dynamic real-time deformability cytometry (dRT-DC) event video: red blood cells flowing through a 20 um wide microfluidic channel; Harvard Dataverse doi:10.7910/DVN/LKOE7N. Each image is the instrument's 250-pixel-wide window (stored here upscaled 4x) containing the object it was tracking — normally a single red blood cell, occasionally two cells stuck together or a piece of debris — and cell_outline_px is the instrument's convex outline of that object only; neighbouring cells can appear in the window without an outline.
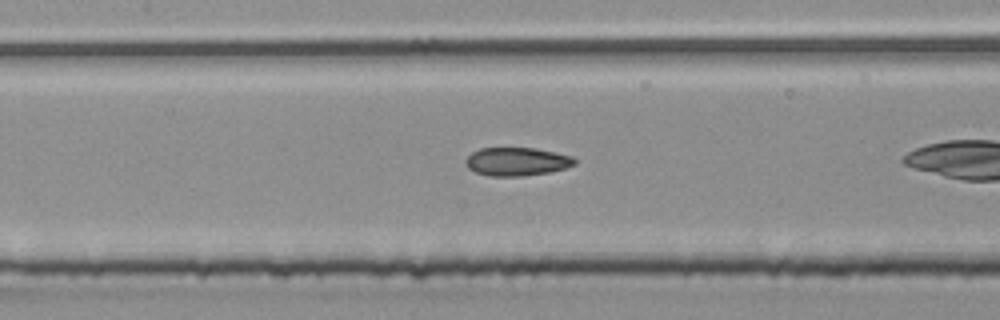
{"species": "common noctule bat (a hibernating species)", "species_latin": "Nyctalus noctula", "temperature_condition": "room temperature", "stored_images_in_passage": 39, "camera_frame_rate_fps": 3000, "um_per_image_px": 0.085, "animal": {"sex": "male", "body_mass_g": 20.4}, "frame": {"image": 1, "passage_image": 22, "time_ms": 7.0, "image_size_px": [1000, 320], "cell_outline_px": [[576, 164], [552, 172], [524, 176], [488, 176], [476, 172], [468, 168], [464, 164], [464, 160], [472, 152], [480, 148], [536, 148], [556, 152], [572, 156], [576, 160]], "centroid_in_image_um": [43.92, 13.74], "position_along_channel_um": 163.5, "area_um2": 18.21}}
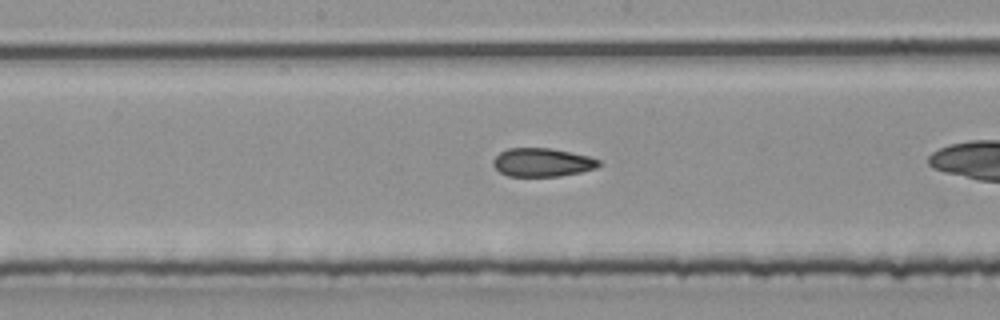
{"frame": {"image": 2, "passage_image": 25, "time_ms": 8.0, "image_size_px": [1000, 320], "cell_outline_px": [[600, 164], [596, 168], [580, 172], [560, 176], [508, 176], [500, 172], [492, 164], [492, 160], [500, 152], [508, 148], [552, 148], [588, 156], [600, 160]], "centroid_in_image_um": [46.08, 13.8], "position_along_channel_um": 202.1, "area_um2": 17.51}}